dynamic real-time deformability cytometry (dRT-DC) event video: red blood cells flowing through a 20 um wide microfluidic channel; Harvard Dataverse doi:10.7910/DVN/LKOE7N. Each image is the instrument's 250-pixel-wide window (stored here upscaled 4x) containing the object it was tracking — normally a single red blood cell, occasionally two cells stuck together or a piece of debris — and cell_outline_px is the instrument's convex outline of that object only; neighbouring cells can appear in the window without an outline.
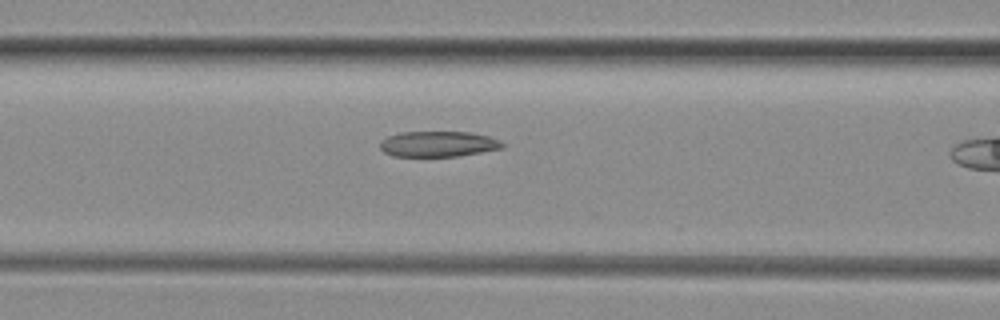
{"species": "common noctule bat (a hibernating species)", "species_latin": "Nyctalus noctula", "temperature_condition": "room temperature", "stored_images_in_passage": 11, "camera_frame_rate_fps": 3000, "um_per_image_px": 0.085, "animal": {"sex": "female", "body_mass_g": 29.2, "forearm_length_mm": 56.3}, "frame": {"image": 1, "passage_image": 10, "time_ms": 3.0, "image_size_px": [1000, 320], "cell_outline_px": [[504, 148], [460, 156], [392, 156], [384, 152], [380, 148], [380, 140], [388, 136], [400, 132], [468, 132], [488, 136], [500, 140], [504, 144]], "centroid_in_image_um": [37.24, 12.24], "position_along_channel_um": 129.4, "area_um2": 18.32}}